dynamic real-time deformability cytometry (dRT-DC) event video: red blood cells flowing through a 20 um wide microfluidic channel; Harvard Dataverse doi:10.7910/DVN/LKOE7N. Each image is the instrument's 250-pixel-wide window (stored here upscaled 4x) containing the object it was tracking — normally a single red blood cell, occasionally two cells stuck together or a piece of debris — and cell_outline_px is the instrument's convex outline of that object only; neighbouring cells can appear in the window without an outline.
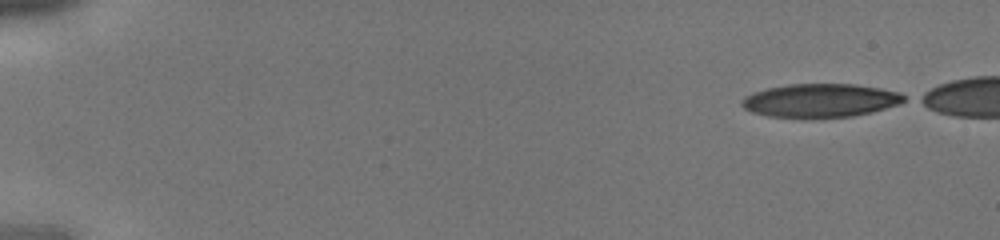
{"species": "human", "species_latin": "Homo sapiens", "temperature_condition": "cold", "stored_images_in_passage": 33, "camera_frame_rate_fps": 3000, "um_per_image_px": 0.085, "donor": {"sex": "male"}, "frame": {"image": 1, "passage_image": 1, "time_ms": 0.0, "image_size_px": [1000, 240], "cell_outline_px": [[908, 100], [900, 104], [872, 112], [852, 116], [768, 116], [752, 112], [744, 108], [740, 104], [740, 100], [744, 96], [752, 92], [768, 88], [788, 84], [856, 84], [880, 88], [900, 92], [908, 96]], "centroid_in_image_um": [69.77, 8.51], "position_along_channel_um": 15.2, "area_um2": 31.5}}
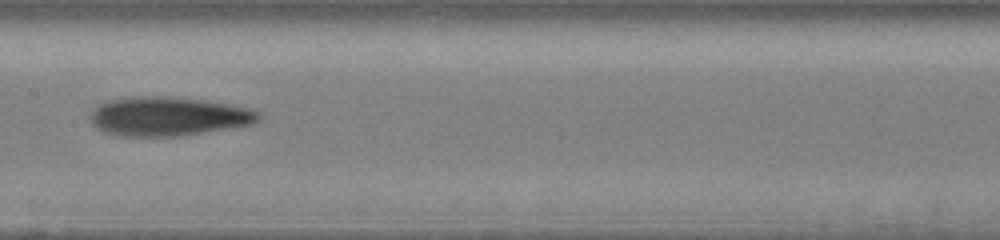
{"frame": {"image": 2, "passage_image": 19, "time_ms": 6.0, "image_size_px": [1000, 240], "cell_outline_px": [[260, 120], [252, 124], [180, 136], [120, 136], [104, 132], [96, 128], [92, 124], [88, 116], [100, 104], [108, 100], [144, 96], [160, 96], [204, 100], [232, 104], [252, 108], [260, 112]], "centroid_in_image_um": [14.32, 9.89], "position_along_channel_um": 193.1, "area_um2": 38.26}}
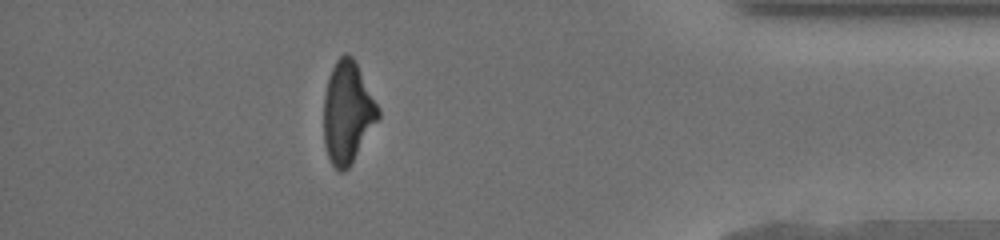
{"frame": {"image": 3, "passage_image": 32, "time_ms": 10.333, "image_size_px": [1000, 240], "cell_outline_px": [[380, 116], [348, 168], [344, 172], [340, 172], [332, 164], [328, 156], [324, 144], [324, 96], [328, 80], [332, 68], [336, 60], [344, 52], [352, 56], [380, 108]], "centroid_in_image_um": [29.53, 9.55], "position_along_channel_um": 405.7, "area_um2": 31.91}}